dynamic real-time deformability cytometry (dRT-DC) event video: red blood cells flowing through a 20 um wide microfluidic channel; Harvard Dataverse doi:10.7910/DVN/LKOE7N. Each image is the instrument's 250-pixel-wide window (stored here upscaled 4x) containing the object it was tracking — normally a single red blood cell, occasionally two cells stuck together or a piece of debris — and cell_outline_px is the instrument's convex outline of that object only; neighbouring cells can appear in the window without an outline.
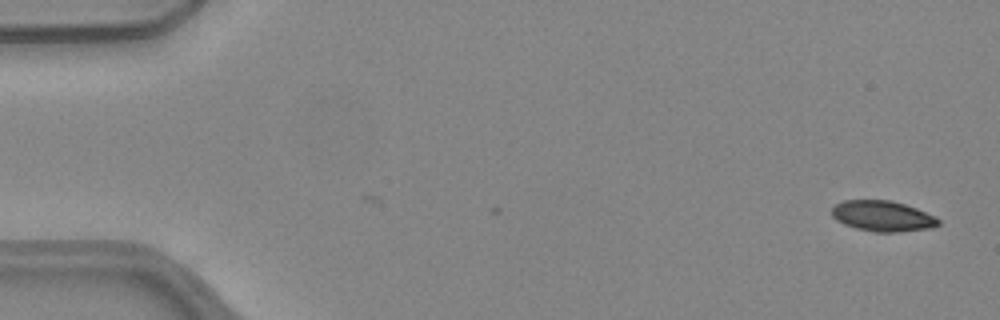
{"species": "common noctule bat (a hibernating species)", "species_latin": "Nyctalus noctula", "temperature_condition": "warm", "stored_images_in_passage": 50, "camera_frame_rate_fps": 3000, "um_per_image_px": 0.085, "animal": {"sex": "female", "body_mass_g": 24.6, "forearm_length_mm": 56.2}, "frame": {"image": 1, "passage_image": 1, "time_ms": 0.0, "image_size_px": [1000, 320], "cell_outline_px": [[940, 224], [932, 228], [900, 232], [876, 232], [856, 228], [844, 224], [836, 220], [832, 216], [832, 208], [836, 204], [844, 200], [892, 200], [916, 208], [936, 216], [940, 220]], "centroid_in_image_um": [75.05, 18.37], "position_along_channel_um": 10.0, "area_um2": 19.13}}
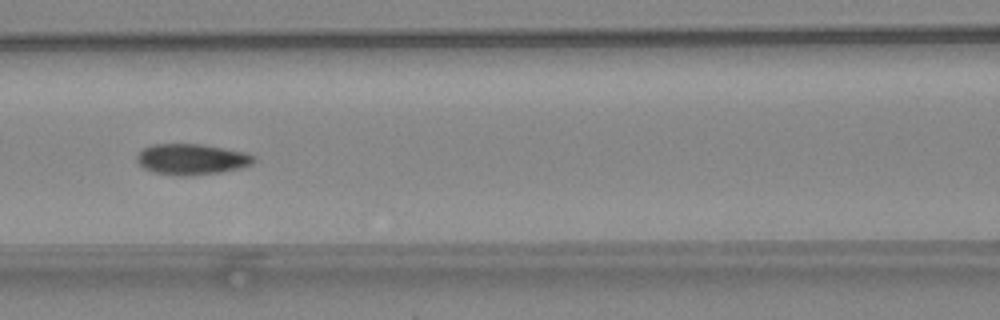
{"frame": {"image": 2, "passage_image": 22, "time_ms": 7.0, "image_size_px": [1000, 320], "cell_outline_px": [[256, 160], [252, 164], [240, 168], [220, 172], [188, 176], [180, 176], [152, 172], [144, 168], [136, 160], [136, 156], [144, 148], [152, 144], [200, 144], [244, 152], [252, 156]], "centroid_in_image_um": [16.26, 13.54], "position_along_channel_um": 150.3, "area_um2": 20.87}}
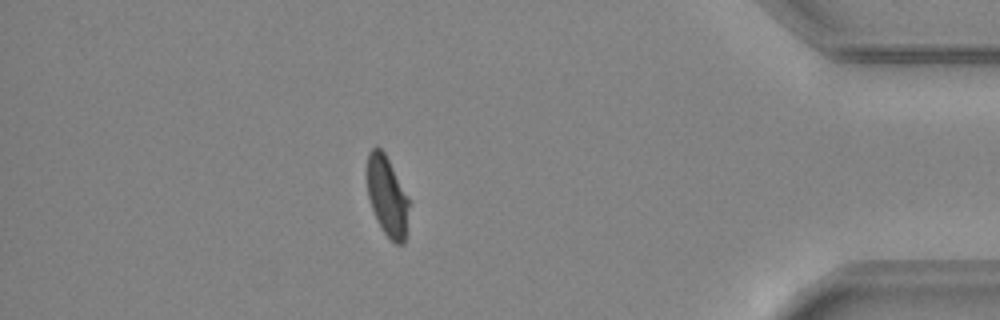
{"frame": {"image": 3, "passage_image": 44, "time_ms": 14.333, "image_size_px": [1000, 320], "cell_outline_px": [[408, 204], [404, 244], [396, 244], [384, 232], [376, 220], [368, 196], [368, 152], [372, 148], [380, 148], [384, 152], [408, 196]], "centroid_in_image_um": [32.9, 16.68], "position_along_channel_um": 402.3, "area_um2": 18.9}, "authors_computed_cell_mechanics": {"area_um2": 20.5768, "velocity_mm_per_s": 4.0269, "shape_relaxation_time_tau1_ms": 5.4342, "shape_relaxation_time_tau2_ms": 1.4846, "deformation_change_tau1": 0.1391, "deformation_change_tau2": 0.0399}}